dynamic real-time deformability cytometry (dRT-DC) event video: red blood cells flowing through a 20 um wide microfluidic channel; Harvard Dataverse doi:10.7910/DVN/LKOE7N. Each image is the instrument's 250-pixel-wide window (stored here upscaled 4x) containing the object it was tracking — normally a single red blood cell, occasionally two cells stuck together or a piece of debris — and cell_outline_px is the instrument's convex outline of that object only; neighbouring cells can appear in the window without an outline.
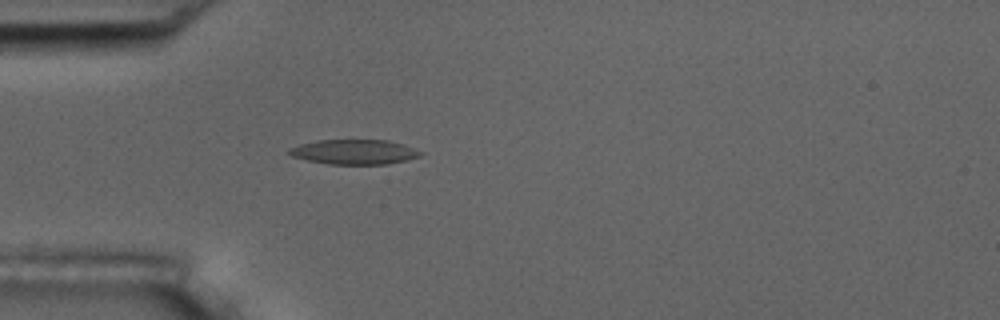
{"species": "common noctule bat (a hibernating species)", "species_latin": "Nyctalus noctula", "temperature_condition": "room temperature", "stored_images_in_passage": 5, "camera_frame_rate_fps": 3000, "um_per_image_px": 0.085, "animal": {"sex": "male", "body_mass_g": 17.5, "forearm_length_mm": 52.3}, "frame": {"image": 1, "passage_image": 5, "time_ms": 4.667, "image_size_px": [1000, 320], "cell_outline_px": [[424, 152], [420, 156], [388, 164], [328, 164], [308, 160], [292, 156], [284, 152], [288, 148], [300, 144], [316, 140], [388, 140], [404, 144]], "centroid_in_image_um": [30.08, 12.9], "position_along_channel_um": 54.9, "area_um2": 19.07}}